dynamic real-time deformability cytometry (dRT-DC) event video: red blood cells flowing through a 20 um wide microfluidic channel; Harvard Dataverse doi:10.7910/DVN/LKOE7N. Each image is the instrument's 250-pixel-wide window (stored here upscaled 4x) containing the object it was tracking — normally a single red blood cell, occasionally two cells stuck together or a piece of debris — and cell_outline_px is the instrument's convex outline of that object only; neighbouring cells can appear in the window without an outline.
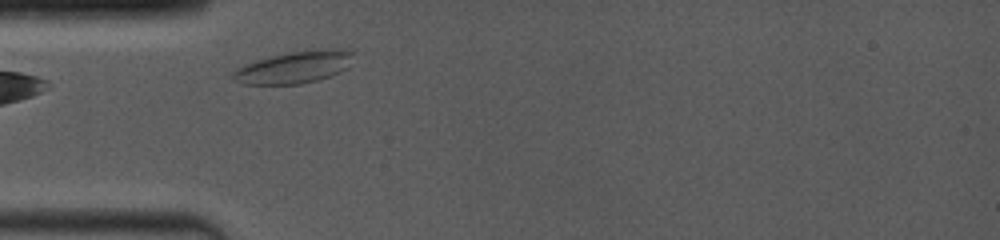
{"species": "common noctule bat (a hibernating species)", "species_latin": "Nyctalus noctula", "temperature_condition": "room temperature", "stored_images_in_passage": 2, "camera_frame_rate_fps": 4000, "um_per_image_px": 0.085, "animal": {"sex": "female", "body_mass_g": 19.0, "forearm_length_mm": 53.3}, "frame": {"image": 1, "passage_image": 1, "time_ms": 0.0, "image_size_px": [1000, 240], "cell_outline_px": [[352, 52], [348, 68], [332, 76], [300, 84], [244, 84], [232, 80], [232, 72], [256, 60], [272, 56], [312, 48], [344, 48]], "centroid_in_image_um": [25.06, 5.7], "position_along_channel_um": 59.9, "area_um2": 22.48}}